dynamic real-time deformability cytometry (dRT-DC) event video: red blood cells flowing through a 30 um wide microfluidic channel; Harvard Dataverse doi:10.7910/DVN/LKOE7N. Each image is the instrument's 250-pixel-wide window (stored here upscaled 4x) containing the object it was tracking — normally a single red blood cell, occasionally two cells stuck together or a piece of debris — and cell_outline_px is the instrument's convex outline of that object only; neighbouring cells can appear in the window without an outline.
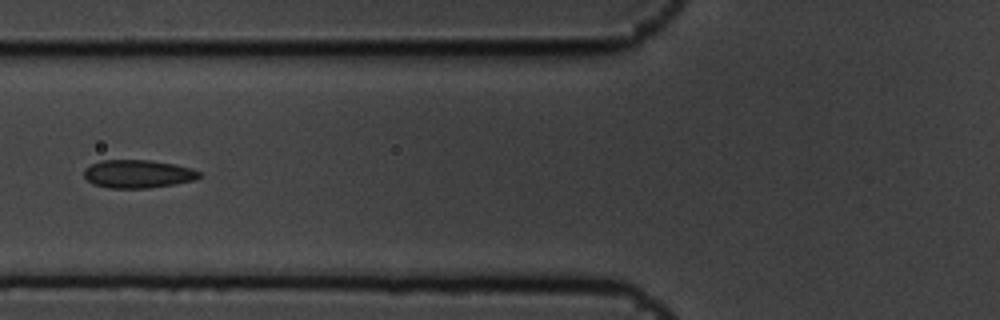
{"species": "common noctule bat (a hibernating species)", "species_latin": "Nyctalus noctula", "temperature_condition": "cold", "stored_images_in_passage": 5, "camera_frame_rate_fps": 3000, "um_per_image_px": 0.085, "animal": {"sex": "male", "body_mass_g": 19.5, "forearm_length_mm": 54.6}, "frame": {"image": 1, "passage_image": 5, "time_ms": 1.333, "image_size_px": [1000, 320], "cell_outline_px": [[200, 176], [196, 180], [148, 188], [108, 188], [92, 184], [84, 176], [84, 168], [92, 164], [104, 160], [148, 160], [176, 164], [192, 168], [200, 172]], "centroid_in_image_um": [11.72, 14.78], "position_along_channel_um": 114.1, "area_um2": 18.9}}